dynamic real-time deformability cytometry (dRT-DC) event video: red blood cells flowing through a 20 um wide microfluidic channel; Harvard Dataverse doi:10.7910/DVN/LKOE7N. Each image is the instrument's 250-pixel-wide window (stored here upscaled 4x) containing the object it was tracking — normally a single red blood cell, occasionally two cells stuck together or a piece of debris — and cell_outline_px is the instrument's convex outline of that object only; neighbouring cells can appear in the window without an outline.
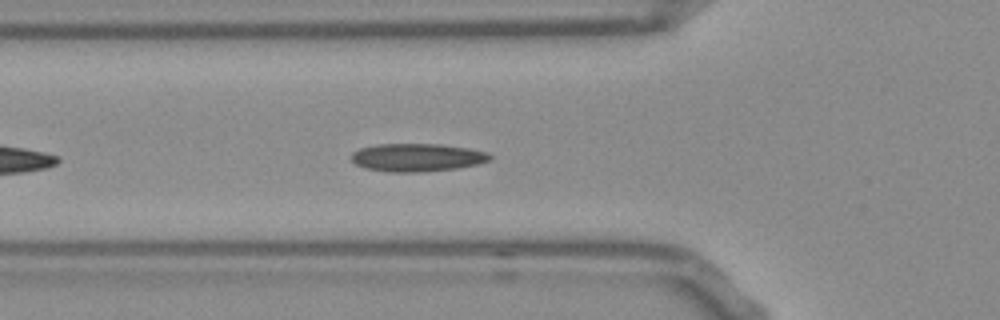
{"species": "Egyptian fruit bat (a non-hibernating species)", "species_latin": "Rousettus aegyptiacus", "temperature_condition": "room temperature", "stored_images_in_passage": 12, "camera_frame_rate_fps": 3000, "um_per_image_px": 0.085, "frame": {"image": 1, "passage_image": 4, "time_ms": 1.0, "image_size_px": [1000, 320], "cell_outline_px": [[492, 160], [476, 164], [456, 168], [420, 172], [388, 172], [364, 168], [356, 164], [352, 160], [352, 152], [360, 148], [376, 144], [440, 144], [468, 148], [488, 152], [492, 156]], "centroid_in_image_um": [35.45, 13.38], "position_along_channel_um": 90.4, "area_um2": 22.66}}
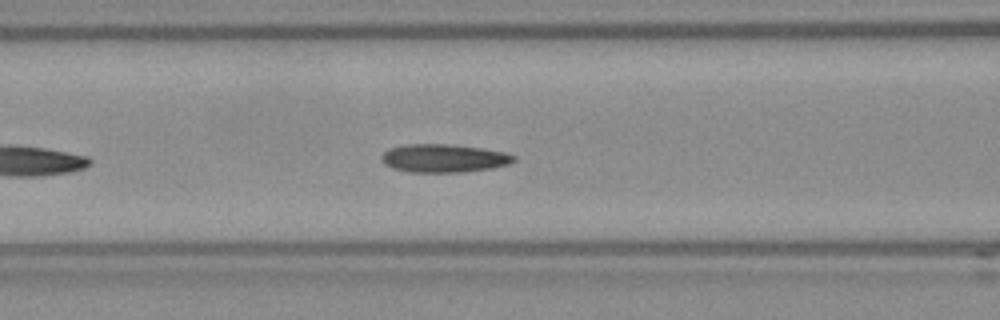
{"frame": {"image": 2, "passage_image": 7, "time_ms": 2.0, "image_size_px": [1000, 320], "cell_outline_px": [[516, 160], [508, 164], [492, 168], [464, 172], [408, 172], [392, 168], [384, 164], [380, 160], [380, 156], [384, 152], [392, 148], [408, 144], [448, 144], [480, 148], [504, 152], [516, 156]], "centroid_in_image_um": [37.71, 13.46], "position_along_channel_um": 128.9, "area_um2": 21.73}}